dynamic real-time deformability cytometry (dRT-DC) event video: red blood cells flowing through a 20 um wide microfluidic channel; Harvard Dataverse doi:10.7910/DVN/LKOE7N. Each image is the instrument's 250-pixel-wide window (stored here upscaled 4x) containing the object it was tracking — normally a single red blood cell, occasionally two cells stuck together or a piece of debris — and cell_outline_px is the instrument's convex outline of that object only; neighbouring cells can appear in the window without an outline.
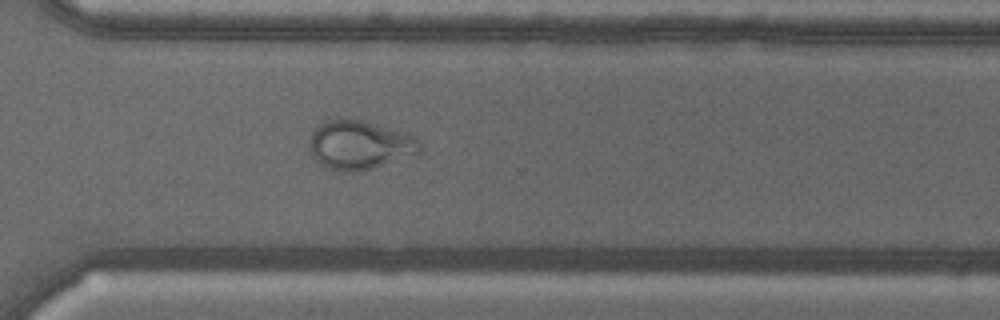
{"species": "common noctule bat (a hibernating species)", "species_latin": "Nyctalus noctula", "temperature_condition": "warm", "stored_images_in_passage": 55, "camera_frame_rate_fps": 3000, "um_per_image_px": 0.085, "animal": {"sex": "male", "body_mass_g": 18.8}, "frame": {"image": 1, "passage_image": 40, "time_ms": 13.0, "image_size_px": [1000, 320], "cell_outline_px": [[424, 148], [416, 156], [372, 168], [352, 172], [348, 172], [332, 168], [320, 164], [312, 156], [312, 132], [320, 124], [328, 120], [360, 120], [404, 132], [420, 140], [424, 144]], "centroid_in_image_um": [30.68, 12.34], "position_along_channel_um": 339.9, "area_um2": 31.04}}
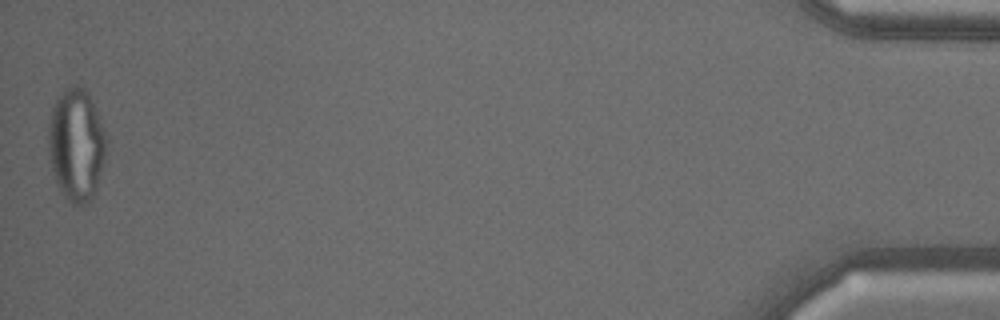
{"frame": {"image": 2, "passage_image": 55, "time_ms": 18.0, "image_size_px": [1000, 320], "cell_outline_px": [[108, 140], [104, 160], [92, 196], [88, 204], [72, 204], [60, 192], [56, 184], [48, 152], [48, 124], [52, 108], [56, 100], [72, 84], [76, 84], [84, 88], [88, 92], [92, 100]], "centroid_in_image_um": [6.47, 12.3], "position_along_channel_um": 428.7, "area_um2": 37.8}}